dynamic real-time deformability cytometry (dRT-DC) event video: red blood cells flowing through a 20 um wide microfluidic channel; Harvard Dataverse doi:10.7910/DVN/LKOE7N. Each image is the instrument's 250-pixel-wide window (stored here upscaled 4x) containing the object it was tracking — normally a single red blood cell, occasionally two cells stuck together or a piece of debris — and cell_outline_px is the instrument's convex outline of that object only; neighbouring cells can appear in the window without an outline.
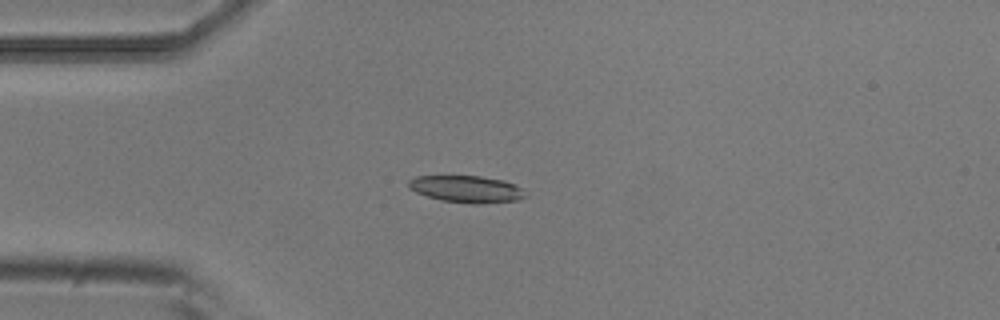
{"species": "common noctule bat (a hibernating species)", "species_latin": "Nyctalus noctula", "temperature_condition": "room temperature", "stored_images_in_passage": 3, "camera_frame_rate_fps": 3000, "um_per_image_px": 0.085, "animal": {"sex": "male", "body_mass_g": 20.5, "forearm_length_mm": 52.5}, "frame": {"image": 1, "passage_image": 1, "time_ms": 0.0, "image_size_px": [1000, 320], "cell_outline_px": [[528, 196], [520, 200], [484, 204], [472, 204], [440, 200], [416, 192], [408, 188], [408, 180], [416, 176], [480, 176], [504, 180], [516, 184], [528, 192]], "centroid_in_image_um": [39.73, 16.08], "position_along_channel_um": 45.3, "area_um2": 18.73}}